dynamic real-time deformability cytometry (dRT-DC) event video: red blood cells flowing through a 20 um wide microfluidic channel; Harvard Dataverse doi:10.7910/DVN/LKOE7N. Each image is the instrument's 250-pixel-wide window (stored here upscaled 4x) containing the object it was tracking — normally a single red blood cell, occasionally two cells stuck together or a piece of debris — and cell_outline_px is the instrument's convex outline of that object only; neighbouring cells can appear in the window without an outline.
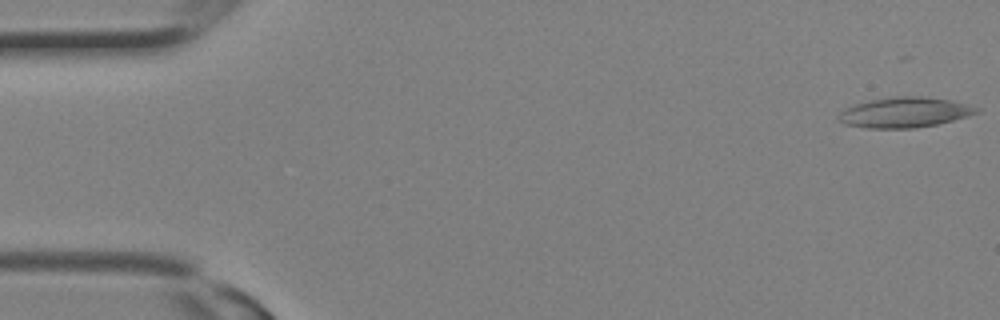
{"species": "Egyptian fruit bat (a non-hibernating species)", "species_latin": "Rousettus aegyptiacus", "temperature_condition": "room temperature", "stored_images_in_passage": 14, "camera_frame_rate_fps": 3000, "um_per_image_px": 0.085, "animal": {"sex": "female"}, "frame": {"image": 1, "passage_image": 1, "time_ms": 0.0, "image_size_px": [1000, 320], "cell_outline_px": [[980, 112], [968, 116], [936, 124], [912, 128], [868, 128], [844, 124], [836, 116], [844, 108], [852, 104], [868, 100], [896, 96], [920, 96], [948, 100], [980, 108]], "centroid_in_image_um": [76.83, 9.55], "position_along_channel_um": 8.2, "area_um2": 24.22}}
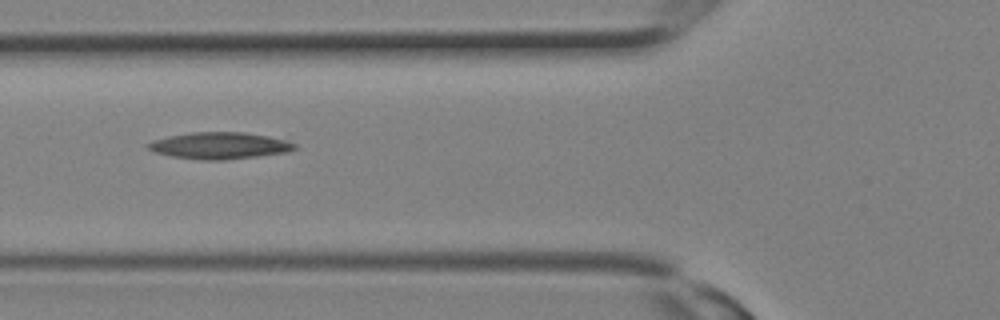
{"frame": {"image": 2, "passage_image": 11, "time_ms": 3.333, "image_size_px": [1000, 320], "cell_outline_px": [[296, 148], [288, 152], [224, 160], [204, 160], [172, 156], [156, 152], [148, 148], [148, 144], [156, 140], [168, 136], [192, 132], [244, 132], [268, 136], [284, 140], [296, 144]], "centroid_in_image_um": [18.7, 12.37], "position_along_channel_um": 107.1, "area_um2": 22.43}}
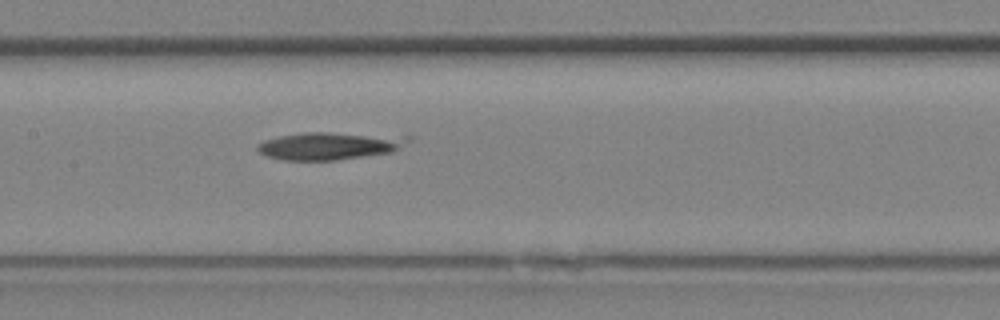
{"frame": {"image": 3, "passage_image": 14, "time_ms": 4.333, "image_size_px": [1000, 320], "cell_outline_px": [[412, 136], [408, 140], [392, 152], [336, 160], [280, 160], [264, 156], [256, 148], [256, 144], [264, 140], [280, 136], [304, 132], [328, 132]], "centroid_in_image_um": [27.93, 12.39], "position_along_channel_um": 179.5, "area_um2": 24.16}}